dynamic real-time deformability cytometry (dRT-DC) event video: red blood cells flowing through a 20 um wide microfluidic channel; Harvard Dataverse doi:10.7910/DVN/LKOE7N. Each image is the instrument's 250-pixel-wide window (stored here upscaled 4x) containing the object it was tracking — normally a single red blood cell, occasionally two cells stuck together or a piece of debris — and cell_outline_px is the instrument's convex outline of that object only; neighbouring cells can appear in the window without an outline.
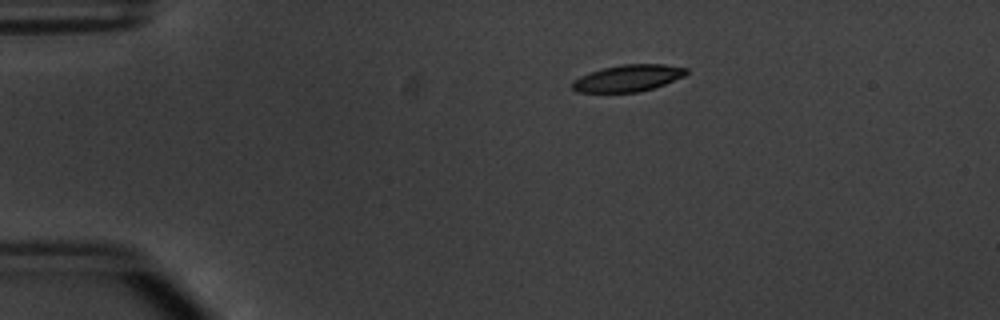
{"species": "common noctule bat (a hibernating species)", "species_latin": "Nyctalus noctula", "temperature_condition": "warm", "stored_images_in_passage": 44, "camera_frame_rate_fps": 3000, "um_per_image_px": 0.085, "animal": {"sex": "male", "body_mass_g": 20.1, "forearm_length_mm": 53.5}, "frame": {"image": 1, "passage_image": 1, "time_ms": 0.0, "image_size_px": [1000, 320], "cell_outline_px": [[688, 72], [684, 76], [664, 84], [652, 88], [636, 92], [576, 92], [572, 88], [572, 80], [580, 76], [604, 68], [624, 64], [664, 64], [688, 68]], "centroid_in_image_um": [53.38, 6.64], "position_along_channel_um": 31.6, "area_um2": 17.57}}
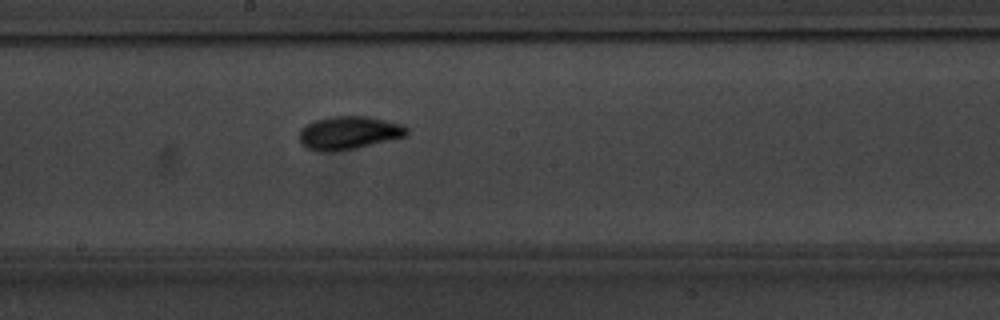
{"frame": {"image": 2, "passage_image": 20, "time_ms": 6.333, "image_size_px": [1000, 320], "cell_outline_px": [[408, 136], [356, 148], [332, 152], [320, 152], [308, 148], [300, 144], [300, 128], [316, 120], [332, 116], [368, 116], [400, 124], [408, 128]], "centroid_in_image_um": [29.65, 11.3], "position_along_channel_um": 218.6, "area_um2": 20.81}}
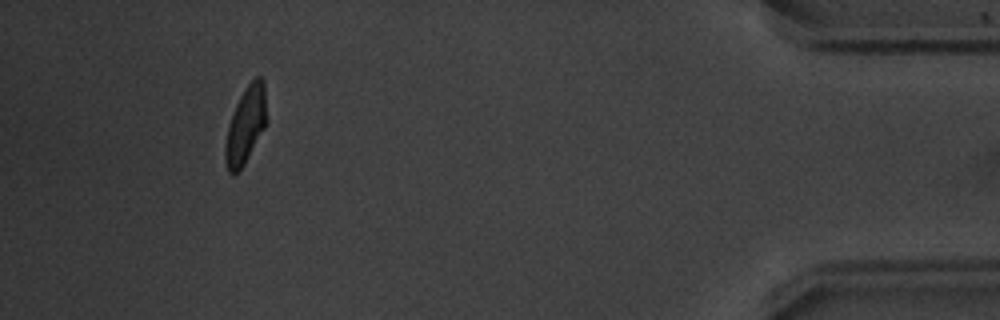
{"frame": {"image": 3, "passage_image": 40, "time_ms": 13.0, "image_size_px": [1000, 320], "cell_outline_px": [[268, 120], [264, 128], [244, 164], [232, 176], [228, 172], [224, 160], [224, 144], [228, 124], [236, 104], [240, 96], [248, 84], [256, 76], [260, 76], [264, 80]], "centroid_in_image_um": [20.88, 10.62], "position_along_channel_um": 414.3, "area_um2": 18.73}, "authors_computed_cell_mechanics": {"area_um2": 19.2474, "velocity_mm_per_s": 3.8203, "shape_relaxation_time_tau1_ms": 2.5307, "shape_relaxation_time_tau2_ms": 2.8367, "deformation_change_tau1": 0.1614, "deformation_change_tau2": 0.0522}}